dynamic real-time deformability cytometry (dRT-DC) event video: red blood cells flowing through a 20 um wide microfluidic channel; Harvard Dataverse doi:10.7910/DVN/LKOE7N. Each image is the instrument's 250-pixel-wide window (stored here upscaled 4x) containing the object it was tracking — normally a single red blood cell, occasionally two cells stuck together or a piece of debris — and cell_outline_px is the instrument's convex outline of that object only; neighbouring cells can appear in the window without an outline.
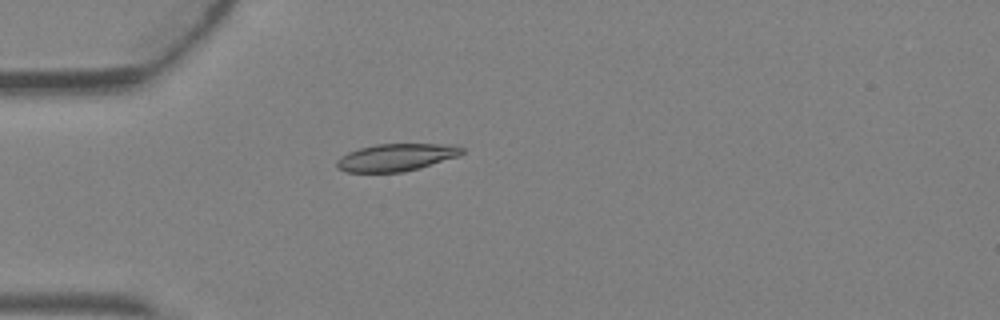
{"species": "Egyptian fruit bat (a non-hibernating species)", "species_latin": "Rousettus aegyptiacus", "temperature_condition": "warm", "stored_images_in_passage": 4, "camera_frame_rate_fps": 3000, "um_per_image_px": 0.085, "animal": {"sex": "female"}, "frame": {"image": 1, "passage_image": 4, "time_ms": 1.0, "image_size_px": [1000, 320], "cell_outline_px": [[464, 152], [460, 156], [420, 168], [404, 172], [348, 172], [336, 168], [336, 160], [340, 156], [348, 152], [360, 148], [376, 144], [440, 144], [464, 148]], "centroid_in_image_um": [33.65, 13.38], "position_along_channel_um": 51.3, "area_um2": 20.0}}